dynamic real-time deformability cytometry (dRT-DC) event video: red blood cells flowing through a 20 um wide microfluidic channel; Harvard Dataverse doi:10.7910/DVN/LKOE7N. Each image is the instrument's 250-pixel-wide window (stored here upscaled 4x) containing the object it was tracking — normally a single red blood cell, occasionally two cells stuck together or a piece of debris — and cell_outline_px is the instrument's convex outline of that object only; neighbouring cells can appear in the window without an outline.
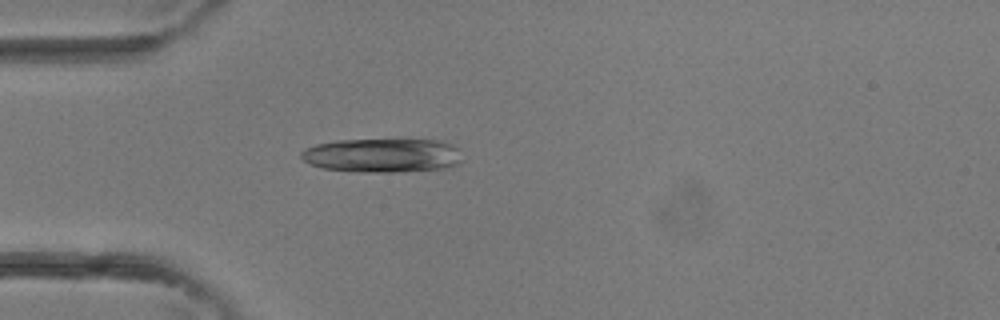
{"species": "common noctule bat (a hibernating species)", "species_latin": "Nyctalus noctula", "temperature_condition": "room temperature", "stored_images_in_passage": 3, "camera_frame_rate_fps": 3000, "um_per_image_px": 0.085, "animal": {"sex": "female"}, "frame": {"image": 1, "passage_image": 3, "time_ms": 0.667, "image_size_px": [1000, 320], "cell_outline_px": [[460, 164], [444, 168], [400, 172], [364, 172], [324, 168], [312, 164], [304, 160], [300, 156], [300, 152], [304, 148], [316, 144], [336, 140], [396, 136], [400, 136], [440, 140], [452, 144], [460, 148]], "centroid_in_image_um": [32.56, 13.13], "position_along_channel_um": 52.4, "area_um2": 33.52}}